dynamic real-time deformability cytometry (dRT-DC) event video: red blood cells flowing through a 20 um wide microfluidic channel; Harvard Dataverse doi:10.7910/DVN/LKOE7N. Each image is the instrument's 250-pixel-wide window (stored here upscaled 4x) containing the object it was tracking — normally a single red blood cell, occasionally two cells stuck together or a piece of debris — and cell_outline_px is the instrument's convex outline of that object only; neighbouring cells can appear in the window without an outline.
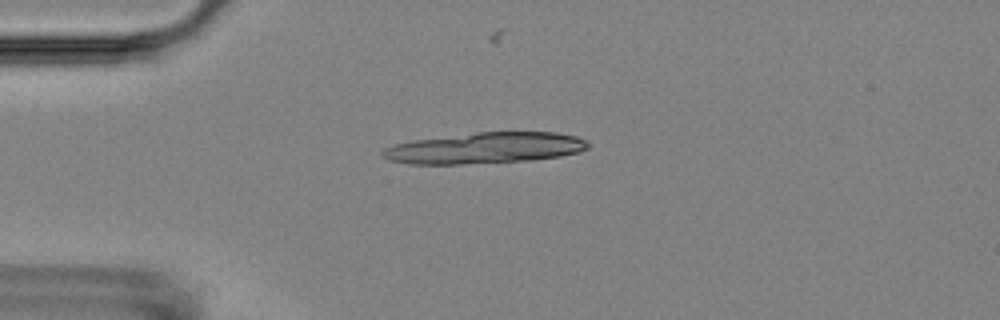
{"species": "Egyptian fruit bat (a non-hibernating species)", "species_latin": "Rousettus aegyptiacus", "temperature_condition": "room temperature", "stored_images_in_passage": 10, "segment_of_instrument_passage": [1, 2], "camera_frame_rate_fps": 3000, "um_per_image_px": 0.085, "animal": {"sex": "female"}, "frame": {"image": 1, "passage_image": 1, "time_ms": 0.0, "image_size_px": [1000, 320], "cell_outline_px": [[588, 148], [576, 152], [560, 156], [532, 160], [460, 164], [408, 164], [388, 160], [380, 152], [384, 148], [396, 144], [412, 140], [476, 132], [556, 132], [576, 136], [588, 140]], "centroid_in_image_um": [41.21, 12.58], "position_along_channel_um": 43.8, "area_um2": 37.17}}